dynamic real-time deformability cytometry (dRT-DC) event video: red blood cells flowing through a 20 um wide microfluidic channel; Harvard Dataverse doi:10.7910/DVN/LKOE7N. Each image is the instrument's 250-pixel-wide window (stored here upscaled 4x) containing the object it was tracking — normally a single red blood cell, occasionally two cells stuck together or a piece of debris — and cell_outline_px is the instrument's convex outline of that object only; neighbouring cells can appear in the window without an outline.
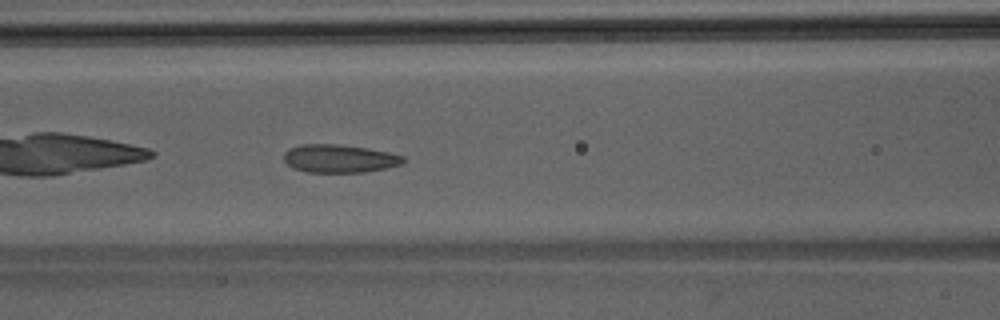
{"species": "Egyptian fruit bat (a non-hibernating species)", "species_latin": "Rousettus aegyptiacus", "temperature_condition": "room temperature", "stored_images_in_passage": 34, "camera_frame_rate_fps": 3000, "um_per_image_px": 0.085, "animal": {"sex": "male"}, "frame": {"image": 1, "passage_image": 6, "time_ms": 1.667, "image_size_px": [1000, 320], "cell_outline_px": [[408, 160], [404, 164], [364, 172], [308, 172], [292, 168], [284, 160], [284, 152], [288, 148], [300, 144], [336, 144], [368, 148], [388, 152], [404, 156]], "centroid_in_image_um": [28.86, 13.47], "position_along_channel_um": 137.7, "area_um2": 19.71}}
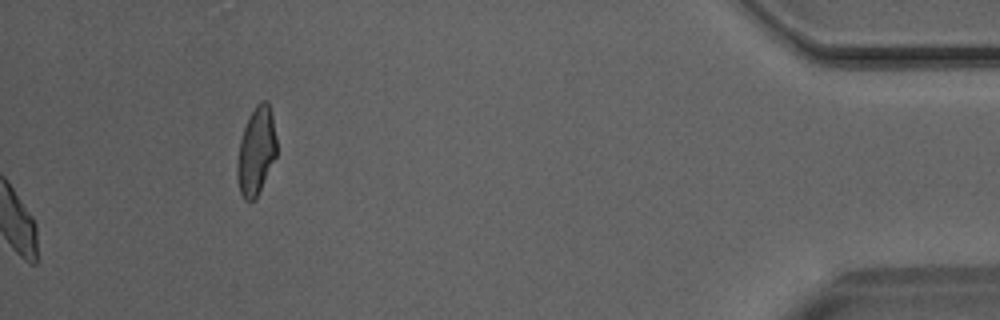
{"frame": {"image": 2, "passage_image": 34, "time_ms": 11.0, "image_size_px": [1000, 320], "cell_outline_px": [[276, 156], [256, 196], [252, 200], [244, 200], [240, 192], [236, 176], [236, 164], [240, 140], [244, 128], [256, 104], [260, 100], [268, 100], [272, 112], [276, 136]], "centroid_in_image_um": [21.77, 12.8], "position_along_channel_um": 413.4, "area_um2": 20.0}}